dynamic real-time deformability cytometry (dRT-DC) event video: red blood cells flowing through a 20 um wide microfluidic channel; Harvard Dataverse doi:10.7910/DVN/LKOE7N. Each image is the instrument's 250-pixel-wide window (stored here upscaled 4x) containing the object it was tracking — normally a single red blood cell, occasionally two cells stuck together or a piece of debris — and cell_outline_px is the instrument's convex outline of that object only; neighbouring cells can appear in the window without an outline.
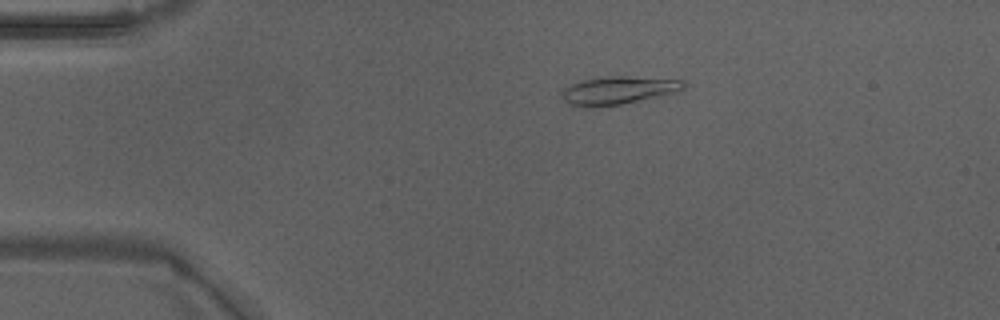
{"species": "Egyptian fruit bat (a non-hibernating species)", "species_latin": "Rousettus aegyptiacus", "temperature_condition": "warm", "stored_images_in_passage": 40, "camera_frame_rate_fps": 3000, "um_per_image_px": 0.085, "animal": {"sex": "male"}, "frame": {"image": 1, "passage_image": 1, "time_ms": 0.0, "image_size_px": [1000, 320], "cell_outline_px": [[688, 84], [684, 88], [676, 92], [620, 104], [588, 108], [580, 108], [564, 100], [560, 96], [560, 92], [564, 88], [580, 80], [608, 76], [628, 76], [684, 80]], "centroid_in_image_um": [52.51, 7.67], "position_along_channel_um": 32.5, "area_um2": 19.94}}
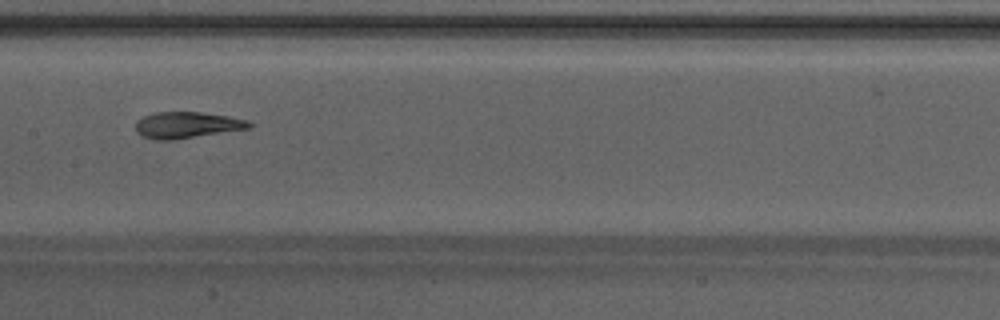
{"frame": {"image": 2, "passage_image": 16, "time_ms": 5.0, "image_size_px": [1000, 320], "cell_outline_px": [[252, 124], [248, 128], [172, 140], [156, 140], [144, 136], [136, 132], [136, 120], [144, 116], [156, 112], [200, 112], [228, 116], [248, 120]], "centroid_in_image_um": [15.85, 10.62], "position_along_channel_um": 191.5, "area_um2": 17.17}}
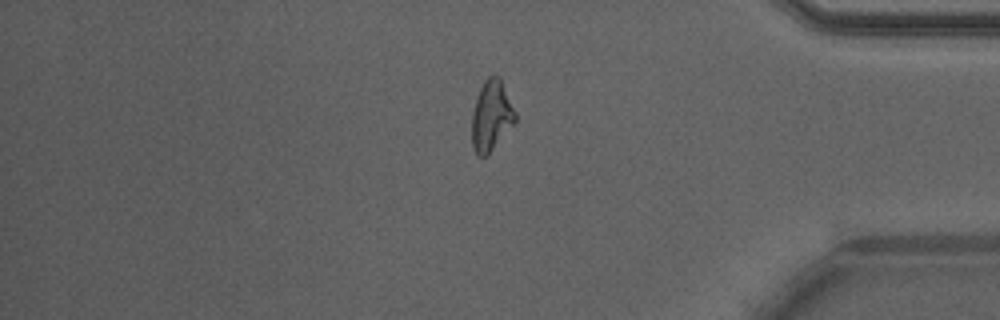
{"frame": {"image": 3, "passage_image": 32, "time_ms": 10.333, "image_size_px": [1000, 320], "cell_outline_px": [[516, 120], [492, 148], [484, 156], [480, 156], [472, 148], [472, 112], [480, 88], [484, 80], [488, 76], [496, 72], [516, 112]], "centroid_in_image_um": [41.74, 9.79], "position_along_channel_um": 393.5, "area_um2": 17.28}, "authors_computed_cell_mechanics": {"area_um2": 17.8891, "velocity_mm_per_s": 4.2575, "shape_relaxation_time_tau1_ms": 6.8606, "shape_relaxation_time_tau2_ms": 1.3467, "deformation_change_tau1": 0.2476, "deformation_change_tau2": 0.0554}}